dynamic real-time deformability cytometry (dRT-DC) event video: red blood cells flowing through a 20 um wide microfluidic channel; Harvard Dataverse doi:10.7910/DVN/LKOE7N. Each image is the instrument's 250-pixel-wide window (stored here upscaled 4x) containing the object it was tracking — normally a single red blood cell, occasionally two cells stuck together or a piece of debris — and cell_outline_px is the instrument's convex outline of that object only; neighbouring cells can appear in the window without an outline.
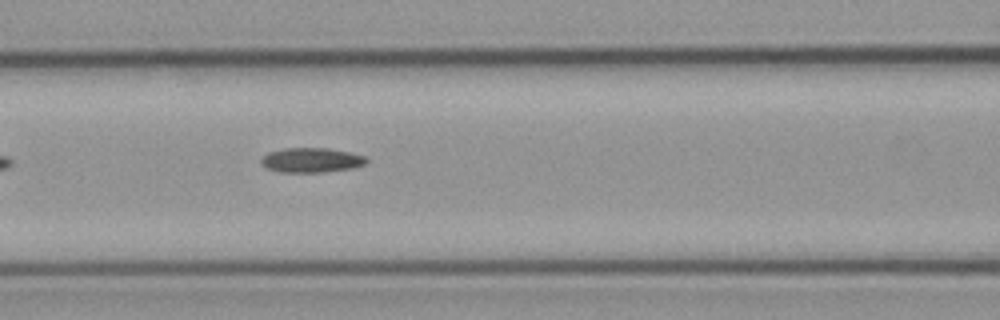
{"species": "common noctule bat (a hibernating species)", "species_latin": "Nyctalus noctula", "temperature_condition": "cold", "stored_images_in_passage": 5, "camera_frame_rate_fps": 3000, "um_per_image_px": 0.085, "animal": {"sex": "male", "body_mass_g": 23.1, "forearm_length_mm": 52.7}, "frame": {"image": 1, "passage_image": 4, "time_ms": 3.333, "image_size_px": [1000, 320], "cell_outline_px": [[368, 160], [364, 164], [352, 168], [324, 172], [280, 172], [268, 168], [260, 160], [268, 152], [284, 148], [328, 148], [348, 152], [364, 156]], "centroid_in_image_um": [26.47, 13.61], "position_along_channel_um": 140.1, "area_um2": 14.91}}